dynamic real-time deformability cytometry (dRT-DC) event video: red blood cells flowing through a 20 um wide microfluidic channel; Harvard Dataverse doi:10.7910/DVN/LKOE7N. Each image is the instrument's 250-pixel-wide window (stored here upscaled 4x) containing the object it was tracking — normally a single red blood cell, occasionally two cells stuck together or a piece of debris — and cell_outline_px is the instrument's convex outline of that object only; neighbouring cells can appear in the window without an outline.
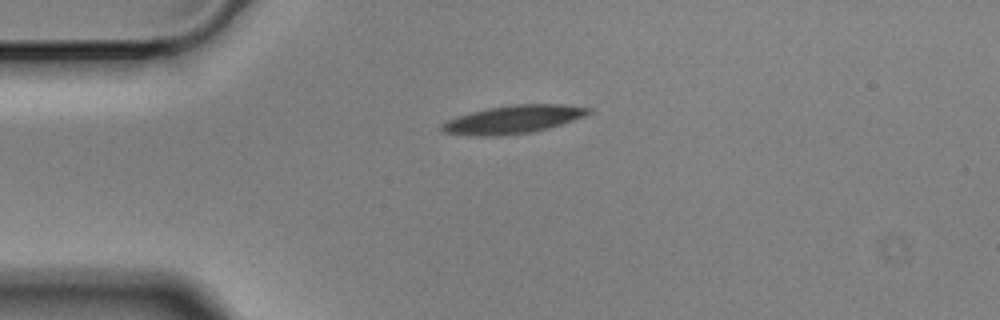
{"species": "Egyptian fruit bat (a non-hibernating species)", "species_latin": "Rousettus aegyptiacus", "temperature_condition": "cold", "stored_images_in_passage": 1, "camera_frame_rate_fps": 3000, "um_per_image_px": 0.085, "animal": {"sex": "male"}, "frame": {"image": 1, "passage_image": 1, "time_ms": 0.0, "image_size_px": [1000, 320], "cell_outline_px": [[592, 112], [584, 116], [548, 128], [532, 132], [500, 136], [476, 136], [444, 132], [440, 128], [440, 124], [456, 116], [488, 108], [512, 104], [564, 104], [592, 108]], "centroid_in_image_um": [43.62, 10.15], "position_along_channel_um": 41.4, "area_um2": 23.99}}